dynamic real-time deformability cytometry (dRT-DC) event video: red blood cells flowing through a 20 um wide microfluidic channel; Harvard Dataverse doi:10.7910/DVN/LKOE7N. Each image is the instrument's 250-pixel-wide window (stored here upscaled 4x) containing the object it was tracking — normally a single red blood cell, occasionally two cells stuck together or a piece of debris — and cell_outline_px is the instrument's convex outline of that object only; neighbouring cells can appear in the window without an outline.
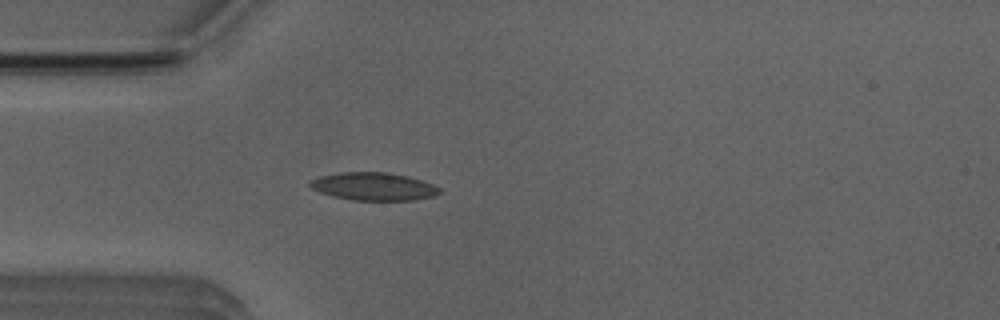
{"species": "Egyptian fruit bat (a non-hibernating species)", "species_latin": "Rousettus aegyptiacus", "temperature_condition": "room temperature", "stored_images_in_passage": 3, "camera_frame_rate_fps": 3000, "um_per_image_px": 0.085, "animal": {"sex": "male"}, "frame": {"image": 1, "passage_image": 3, "time_ms": 2.333, "image_size_px": [1000, 320], "cell_outline_px": [[440, 192], [436, 196], [412, 200], [352, 200], [332, 196], [320, 192], [312, 188], [308, 184], [308, 180], [320, 176], [340, 172], [384, 172], [408, 176], [432, 184], [440, 188]], "centroid_in_image_um": [31.73, 15.85], "position_along_channel_um": 53.3, "area_um2": 21.04}}